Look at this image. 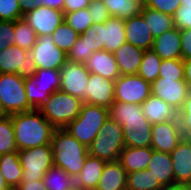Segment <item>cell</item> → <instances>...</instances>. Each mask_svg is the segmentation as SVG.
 Here are the masks:
<instances>
[{"label": "cell", "mask_w": 191, "mask_h": 190, "mask_svg": "<svg viewBox=\"0 0 191 190\" xmlns=\"http://www.w3.org/2000/svg\"><path fill=\"white\" fill-rule=\"evenodd\" d=\"M108 115L122 126L125 146H150L152 124L144 116L141 105L115 101L108 108Z\"/></svg>", "instance_id": "cell-1"}, {"label": "cell", "mask_w": 191, "mask_h": 190, "mask_svg": "<svg viewBox=\"0 0 191 190\" xmlns=\"http://www.w3.org/2000/svg\"><path fill=\"white\" fill-rule=\"evenodd\" d=\"M18 151L51 143L56 128L38 110L11 115Z\"/></svg>", "instance_id": "cell-2"}, {"label": "cell", "mask_w": 191, "mask_h": 190, "mask_svg": "<svg viewBox=\"0 0 191 190\" xmlns=\"http://www.w3.org/2000/svg\"><path fill=\"white\" fill-rule=\"evenodd\" d=\"M50 144L53 152V165L60 167L76 179L89 154L88 148L64 129L54 131Z\"/></svg>", "instance_id": "cell-3"}, {"label": "cell", "mask_w": 191, "mask_h": 190, "mask_svg": "<svg viewBox=\"0 0 191 190\" xmlns=\"http://www.w3.org/2000/svg\"><path fill=\"white\" fill-rule=\"evenodd\" d=\"M79 36L87 40L93 53L98 50L114 53L126 42L124 19L110 17L105 23L93 24Z\"/></svg>", "instance_id": "cell-4"}, {"label": "cell", "mask_w": 191, "mask_h": 190, "mask_svg": "<svg viewBox=\"0 0 191 190\" xmlns=\"http://www.w3.org/2000/svg\"><path fill=\"white\" fill-rule=\"evenodd\" d=\"M83 101L61 90L52 93L38 111L56 129H64L79 114Z\"/></svg>", "instance_id": "cell-5"}, {"label": "cell", "mask_w": 191, "mask_h": 190, "mask_svg": "<svg viewBox=\"0 0 191 190\" xmlns=\"http://www.w3.org/2000/svg\"><path fill=\"white\" fill-rule=\"evenodd\" d=\"M108 117V108L83 103L80 114L64 130L88 148Z\"/></svg>", "instance_id": "cell-6"}, {"label": "cell", "mask_w": 191, "mask_h": 190, "mask_svg": "<svg viewBox=\"0 0 191 190\" xmlns=\"http://www.w3.org/2000/svg\"><path fill=\"white\" fill-rule=\"evenodd\" d=\"M124 147L122 126L108 117L96 138L88 146V153L106 162H116Z\"/></svg>", "instance_id": "cell-7"}, {"label": "cell", "mask_w": 191, "mask_h": 190, "mask_svg": "<svg viewBox=\"0 0 191 190\" xmlns=\"http://www.w3.org/2000/svg\"><path fill=\"white\" fill-rule=\"evenodd\" d=\"M25 78L18 74L0 73V101L7 115L33 110L27 100Z\"/></svg>", "instance_id": "cell-8"}, {"label": "cell", "mask_w": 191, "mask_h": 190, "mask_svg": "<svg viewBox=\"0 0 191 190\" xmlns=\"http://www.w3.org/2000/svg\"><path fill=\"white\" fill-rule=\"evenodd\" d=\"M23 169L21 182H34L44 178L45 173L53 166L51 144L41 145L17 152Z\"/></svg>", "instance_id": "cell-9"}, {"label": "cell", "mask_w": 191, "mask_h": 190, "mask_svg": "<svg viewBox=\"0 0 191 190\" xmlns=\"http://www.w3.org/2000/svg\"><path fill=\"white\" fill-rule=\"evenodd\" d=\"M36 70V63L29 51L12 45L0 52V73L18 74L22 78H28Z\"/></svg>", "instance_id": "cell-10"}, {"label": "cell", "mask_w": 191, "mask_h": 190, "mask_svg": "<svg viewBox=\"0 0 191 190\" xmlns=\"http://www.w3.org/2000/svg\"><path fill=\"white\" fill-rule=\"evenodd\" d=\"M115 101L141 105L151 95V84L139 75H120L114 83Z\"/></svg>", "instance_id": "cell-11"}, {"label": "cell", "mask_w": 191, "mask_h": 190, "mask_svg": "<svg viewBox=\"0 0 191 190\" xmlns=\"http://www.w3.org/2000/svg\"><path fill=\"white\" fill-rule=\"evenodd\" d=\"M60 70V90L72 96L80 98L87 103L86 86L90 72L85 64L75 63L67 60Z\"/></svg>", "instance_id": "cell-12"}, {"label": "cell", "mask_w": 191, "mask_h": 190, "mask_svg": "<svg viewBox=\"0 0 191 190\" xmlns=\"http://www.w3.org/2000/svg\"><path fill=\"white\" fill-rule=\"evenodd\" d=\"M29 54L37 69H60L67 61V54L60 50L51 35L39 36Z\"/></svg>", "instance_id": "cell-13"}, {"label": "cell", "mask_w": 191, "mask_h": 190, "mask_svg": "<svg viewBox=\"0 0 191 190\" xmlns=\"http://www.w3.org/2000/svg\"><path fill=\"white\" fill-rule=\"evenodd\" d=\"M23 19L36 32L37 37L51 35L64 22V13L61 10L41 6L27 12Z\"/></svg>", "instance_id": "cell-14"}, {"label": "cell", "mask_w": 191, "mask_h": 190, "mask_svg": "<svg viewBox=\"0 0 191 190\" xmlns=\"http://www.w3.org/2000/svg\"><path fill=\"white\" fill-rule=\"evenodd\" d=\"M182 139L183 136L178 119L152 125L150 147L153 150L170 154Z\"/></svg>", "instance_id": "cell-15"}, {"label": "cell", "mask_w": 191, "mask_h": 190, "mask_svg": "<svg viewBox=\"0 0 191 190\" xmlns=\"http://www.w3.org/2000/svg\"><path fill=\"white\" fill-rule=\"evenodd\" d=\"M151 89L152 95L165 101L178 111L190 91L185 81H174V79L159 77L151 84Z\"/></svg>", "instance_id": "cell-16"}, {"label": "cell", "mask_w": 191, "mask_h": 190, "mask_svg": "<svg viewBox=\"0 0 191 190\" xmlns=\"http://www.w3.org/2000/svg\"><path fill=\"white\" fill-rule=\"evenodd\" d=\"M115 81L90 73L87 91V104L109 108L115 102Z\"/></svg>", "instance_id": "cell-17"}, {"label": "cell", "mask_w": 191, "mask_h": 190, "mask_svg": "<svg viewBox=\"0 0 191 190\" xmlns=\"http://www.w3.org/2000/svg\"><path fill=\"white\" fill-rule=\"evenodd\" d=\"M170 156L175 183L191 185V138H183Z\"/></svg>", "instance_id": "cell-18"}, {"label": "cell", "mask_w": 191, "mask_h": 190, "mask_svg": "<svg viewBox=\"0 0 191 190\" xmlns=\"http://www.w3.org/2000/svg\"><path fill=\"white\" fill-rule=\"evenodd\" d=\"M126 43L144 50L151 49L154 37L141 14L124 20Z\"/></svg>", "instance_id": "cell-19"}, {"label": "cell", "mask_w": 191, "mask_h": 190, "mask_svg": "<svg viewBox=\"0 0 191 190\" xmlns=\"http://www.w3.org/2000/svg\"><path fill=\"white\" fill-rule=\"evenodd\" d=\"M85 66L90 73L100 75L113 81H116L120 76L114 53L106 50L94 52L85 63Z\"/></svg>", "instance_id": "cell-20"}, {"label": "cell", "mask_w": 191, "mask_h": 190, "mask_svg": "<svg viewBox=\"0 0 191 190\" xmlns=\"http://www.w3.org/2000/svg\"><path fill=\"white\" fill-rule=\"evenodd\" d=\"M152 49L162 60L181 59V36L177 27L154 38Z\"/></svg>", "instance_id": "cell-21"}, {"label": "cell", "mask_w": 191, "mask_h": 190, "mask_svg": "<svg viewBox=\"0 0 191 190\" xmlns=\"http://www.w3.org/2000/svg\"><path fill=\"white\" fill-rule=\"evenodd\" d=\"M141 106L144 116L152 125L178 119V110L152 94Z\"/></svg>", "instance_id": "cell-22"}, {"label": "cell", "mask_w": 191, "mask_h": 190, "mask_svg": "<svg viewBox=\"0 0 191 190\" xmlns=\"http://www.w3.org/2000/svg\"><path fill=\"white\" fill-rule=\"evenodd\" d=\"M106 164L101 158L88 154L80 174L75 179L79 190H95Z\"/></svg>", "instance_id": "cell-23"}, {"label": "cell", "mask_w": 191, "mask_h": 190, "mask_svg": "<svg viewBox=\"0 0 191 190\" xmlns=\"http://www.w3.org/2000/svg\"><path fill=\"white\" fill-rule=\"evenodd\" d=\"M144 49L124 43L114 52L120 75H135L142 61Z\"/></svg>", "instance_id": "cell-24"}, {"label": "cell", "mask_w": 191, "mask_h": 190, "mask_svg": "<svg viewBox=\"0 0 191 190\" xmlns=\"http://www.w3.org/2000/svg\"><path fill=\"white\" fill-rule=\"evenodd\" d=\"M152 157V148L125 146L120 153L119 162L126 173L142 171L147 168Z\"/></svg>", "instance_id": "cell-25"}, {"label": "cell", "mask_w": 191, "mask_h": 190, "mask_svg": "<svg viewBox=\"0 0 191 190\" xmlns=\"http://www.w3.org/2000/svg\"><path fill=\"white\" fill-rule=\"evenodd\" d=\"M127 176L119 161L106 162L95 190H126Z\"/></svg>", "instance_id": "cell-26"}, {"label": "cell", "mask_w": 191, "mask_h": 190, "mask_svg": "<svg viewBox=\"0 0 191 190\" xmlns=\"http://www.w3.org/2000/svg\"><path fill=\"white\" fill-rule=\"evenodd\" d=\"M151 174L163 185L174 184L173 163L169 153L152 149V157L147 168Z\"/></svg>", "instance_id": "cell-27"}, {"label": "cell", "mask_w": 191, "mask_h": 190, "mask_svg": "<svg viewBox=\"0 0 191 190\" xmlns=\"http://www.w3.org/2000/svg\"><path fill=\"white\" fill-rule=\"evenodd\" d=\"M0 171L11 190L21 183L23 169L17 152L0 155Z\"/></svg>", "instance_id": "cell-28"}, {"label": "cell", "mask_w": 191, "mask_h": 190, "mask_svg": "<svg viewBox=\"0 0 191 190\" xmlns=\"http://www.w3.org/2000/svg\"><path fill=\"white\" fill-rule=\"evenodd\" d=\"M25 91L28 103L32 109L38 110L56 90L51 84H44L32 77L25 78Z\"/></svg>", "instance_id": "cell-29"}, {"label": "cell", "mask_w": 191, "mask_h": 190, "mask_svg": "<svg viewBox=\"0 0 191 190\" xmlns=\"http://www.w3.org/2000/svg\"><path fill=\"white\" fill-rule=\"evenodd\" d=\"M140 14L143 16L154 38L175 27L173 16L164 14L160 11L144 6L141 8Z\"/></svg>", "instance_id": "cell-30"}, {"label": "cell", "mask_w": 191, "mask_h": 190, "mask_svg": "<svg viewBox=\"0 0 191 190\" xmlns=\"http://www.w3.org/2000/svg\"><path fill=\"white\" fill-rule=\"evenodd\" d=\"M163 187L147 169L128 173L126 190H162Z\"/></svg>", "instance_id": "cell-31"}, {"label": "cell", "mask_w": 191, "mask_h": 190, "mask_svg": "<svg viewBox=\"0 0 191 190\" xmlns=\"http://www.w3.org/2000/svg\"><path fill=\"white\" fill-rule=\"evenodd\" d=\"M161 60L152 48L145 50L137 75L152 84L158 78Z\"/></svg>", "instance_id": "cell-32"}, {"label": "cell", "mask_w": 191, "mask_h": 190, "mask_svg": "<svg viewBox=\"0 0 191 190\" xmlns=\"http://www.w3.org/2000/svg\"><path fill=\"white\" fill-rule=\"evenodd\" d=\"M47 190H64L75 186V179L60 167L52 166L42 179Z\"/></svg>", "instance_id": "cell-33"}, {"label": "cell", "mask_w": 191, "mask_h": 190, "mask_svg": "<svg viewBox=\"0 0 191 190\" xmlns=\"http://www.w3.org/2000/svg\"><path fill=\"white\" fill-rule=\"evenodd\" d=\"M108 9L111 17L127 19L137 16L141 12V6L130 0H101Z\"/></svg>", "instance_id": "cell-34"}, {"label": "cell", "mask_w": 191, "mask_h": 190, "mask_svg": "<svg viewBox=\"0 0 191 190\" xmlns=\"http://www.w3.org/2000/svg\"><path fill=\"white\" fill-rule=\"evenodd\" d=\"M18 152L11 115L0 118V155Z\"/></svg>", "instance_id": "cell-35"}, {"label": "cell", "mask_w": 191, "mask_h": 190, "mask_svg": "<svg viewBox=\"0 0 191 190\" xmlns=\"http://www.w3.org/2000/svg\"><path fill=\"white\" fill-rule=\"evenodd\" d=\"M15 45L30 51L37 41L36 32L32 27L22 18L15 20Z\"/></svg>", "instance_id": "cell-36"}, {"label": "cell", "mask_w": 191, "mask_h": 190, "mask_svg": "<svg viewBox=\"0 0 191 190\" xmlns=\"http://www.w3.org/2000/svg\"><path fill=\"white\" fill-rule=\"evenodd\" d=\"M54 44L66 54L71 50L76 43L79 34L72 29L68 24L63 22L51 34Z\"/></svg>", "instance_id": "cell-37"}, {"label": "cell", "mask_w": 191, "mask_h": 190, "mask_svg": "<svg viewBox=\"0 0 191 190\" xmlns=\"http://www.w3.org/2000/svg\"><path fill=\"white\" fill-rule=\"evenodd\" d=\"M64 22L79 35L84 33L90 26H93V20L88 8L64 14Z\"/></svg>", "instance_id": "cell-38"}, {"label": "cell", "mask_w": 191, "mask_h": 190, "mask_svg": "<svg viewBox=\"0 0 191 190\" xmlns=\"http://www.w3.org/2000/svg\"><path fill=\"white\" fill-rule=\"evenodd\" d=\"M184 63L182 59L161 60L159 78L184 81Z\"/></svg>", "instance_id": "cell-39"}, {"label": "cell", "mask_w": 191, "mask_h": 190, "mask_svg": "<svg viewBox=\"0 0 191 190\" xmlns=\"http://www.w3.org/2000/svg\"><path fill=\"white\" fill-rule=\"evenodd\" d=\"M93 54L89 49L87 40H83L80 36L77 38L76 43L72 46L71 50L67 54V60L85 64L90 56Z\"/></svg>", "instance_id": "cell-40"}, {"label": "cell", "mask_w": 191, "mask_h": 190, "mask_svg": "<svg viewBox=\"0 0 191 190\" xmlns=\"http://www.w3.org/2000/svg\"><path fill=\"white\" fill-rule=\"evenodd\" d=\"M178 120L183 138H191V90L178 111Z\"/></svg>", "instance_id": "cell-41"}, {"label": "cell", "mask_w": 191, "mask_h": 190, "mask_svg": "<svg viewBox=\"0 0 191 190\" xmlns=\"http://www.w3.org/2000/svg\"><path fill=\"white\" fill-rule=\"evenodd\" d=\"M23 16L18 0H0V21H15Z\"/></svg>", "instance_id": "cell-42"}, {"label": "cell", "mask_w": 191, "mask_h": 190, "mask_svg": "<svg viewBox=\"0 0 191 190\" xmlns=\"http://www.w3.org/2000/svg\"><path fill=\"white\" fill-rule=\"evenodd\" d=\"M145 7L173 16L181 6L180 0H146Z\"/></svg>", "instance_id": "cell-43"}, {"label": "cell", "mask_w": 191, "mask_h": 190, "mask_svg": "<svg viewBox=\"0 0 191 190\" xmlns=\"http://www.w3.org/2000/svg\"><path fill=\"white\" fill-rule=\"evenodd\" d=\"M33 76L44 84H51L56 91L60 90L61 77L59 69H37Z\"/></svg>", "instance_id": "cell-44"}, {"label": "cell", "mask_w": 191, "mask_h": 190, "mask_svg": "<svg viewBox=\"0 0 191 190\" xmlns=\"http://www.w3.org/2000/svg\"><path fill=\"white\" fill-rule=\"evenodd\" d=\"M15 21H0V52L15 45Z\"/></svg>", "instance_id": "cell-45"}, {"label": "cell", "mask_w": 191, "mask_h": 190, "mask_svg": "<svg viewBox=\"0 0 191 190\" xmlns=\"http://www.w3.org/2000/svg\"><path fill=\"white\" fill-rule=\"evenodd\" d=\"M87 8L92 17L93 24L105 23L111 17L108 9L101 0L91 1Z\"/></svg>", "instance_id": "cell-46"}, {"label": "cell", "mask_w": 191, "mask_h": 190, "mask_svg": "<svg viewBox=\"0 0 191 190\" xmlns=\"http://www.w3.org/2000/svg\"><path fill=\"white\" fill-rule=\"evenodd\" d=\"M174 26L179 30L191 28V5H181L173 15Z\"/></svg>", "instance_id": "cell-47"}, {"label": "cell", "mask_w": 191, "mask_h": 190, "mask_svg": "<svg viewBox=\"0 0 191 190\" xmlns=\"http://www.w3.org/2000/svg\"><path fill=\"white\" fill-rule=\"evenodd\" d=\"M181 59H191V28L180 30Z\"/></svg>", "instance_id": "cell-48"}, {"label": "cell", "mask_w": 191, "mask_h": 190, "mask_svg": "<svg viewBox=\"0 0 191 190\" xmlns=\"http://www.w3.org/2000/svg\"><path fill=\"white\" fill-rule=\"evenodd\" d=\"M90 0H65L63 13H71L80 9L87 8L90 5Z\"/></svg>", "instance_id": "cell-49"}, {"label": "cell", "mask_w": 191, "mask_h": 190, "mask_svg": "<svg viewBox=\"0 0 191 190\" xmlns=\"http://www.w3.org/2000/svg\"><path fill=\"white\" fill-rule=\"evenodd\" d=\"M14 190H47L43 180L21 182Z\"/></svg>", "instance_id": "cell-50"}, {"label": "cell", "mask_w": 191, "mask_h": 190, "mask_svg": "<svg viewBox=\"0 0 191 190\" xmlns=\"http://www.w3.org/2000/svg\"><path fill=\"white\" fill-rule=\"evenodd\" d=\"M65 0H37L38 8L41 6L51 9L61 10L63 12Z\"/></svg>", "instance_id": "cell-51"}, {"label": "cell", "mask_w": 191, "mask_h": 190, "mask_svg": "<svg viewBox=\"0 0 191 190\" xmlns=\"http://www.w3.org/2000/svg\"><path fill=\"white\" fill-rule=\"evenodd\" d=\"M21 13L25 15L27 12L38 8L37 0H18Z\"/></svg>", "instance_id": "cell-52"}, {"label": "cell", "mask_w": 191, "mask_h": 190, "mask_svg": "<svg viewBox=\"0 0 191 190\" xmlns=\"http://www.w3.org/2000/svg\"><path fill=\"white\" fill-rule=\"evenodd\" d=\"M184 63V81L188 85L189 90H191V59L183 60Z\"/></svg>", "instance_id": "cell-53"}, {"label": "cell", "mask_w": 191, "mask_h": 190, "mask_svg": "<svg viewBox=\"0 0 191 190\" xmlns=\"http://www.w3.org/2000/svg\"><path fill=\"white\" fill-rule=\"evenodd\" d=\"M162 190H191V185L174 183L164 186Z\"/></svg>", "instance_id": "cell-54"}, {"label": "cell", "mask_w": 191, "mask_h": 190, "mask_svg": "<svg viewBox=\"0 0 191 190\" xmlns=\"http://www.w3.org/2000/svg\"><path fill=\"white\" fill-rule=\"evenodd\" d=\"M0 190H11L9 186L6 184L1 171H0Z\"/></svg>", "instance_id": "cell-55"}, {"label": "cell", "mask_w": 191, "mask_h": 190, "mask_svg": "<svg viewBox=\"0 0 191 190\" xmlns=\"http://www.w3.org/2000/svg\"><path fill=\"white\" fill-rule=\"evenodd\" d=\"M6 116H7V114L5 113V111L2 107L1 101H0V118L6 117Z\"/></svg>", "instance_id": "cell-56"}, {"label": "cell", "mask_w": 191, "mask_h": 190, "mask_svg": "<svg viewBox=\"0 0 191 190\" xmlns=\"http://www.w3.org/2000/svg\"><path fill=\"white\" fill-rule=\"evenodd\" d=\"M130 1L136 2V3H138L141 7H144V4H145V1H146V0H130Z\"/></svg>", "instance_id": "cell-57"}, {"label": "cell", "mask_w": 191, "mask_h": 190, "mask_svg": "<svg viewBox=\"0 0 191 190\" xmlns=\"http://www.w3.org/2000/svg\"><path fill=\"white\" fill-rule=\"evenodd\" d=\"M181 5H191V0H180Z\"/></svg>", "instance_id": "cell-58"}, {"label": "cell", "mask_w": 191, "mask_h": 190, "mask_svg": "<svg viewBox=\"0 0 191 190\" xmlns=\"http://www.w3.org/2000/svg\"><path fill=\"white\" fill-rule=\"evenodd\" d=\"M64 190H79L77 187H70V188H66Z\"/></svg>", "instance_id": "cell-59"}]
</instances>
